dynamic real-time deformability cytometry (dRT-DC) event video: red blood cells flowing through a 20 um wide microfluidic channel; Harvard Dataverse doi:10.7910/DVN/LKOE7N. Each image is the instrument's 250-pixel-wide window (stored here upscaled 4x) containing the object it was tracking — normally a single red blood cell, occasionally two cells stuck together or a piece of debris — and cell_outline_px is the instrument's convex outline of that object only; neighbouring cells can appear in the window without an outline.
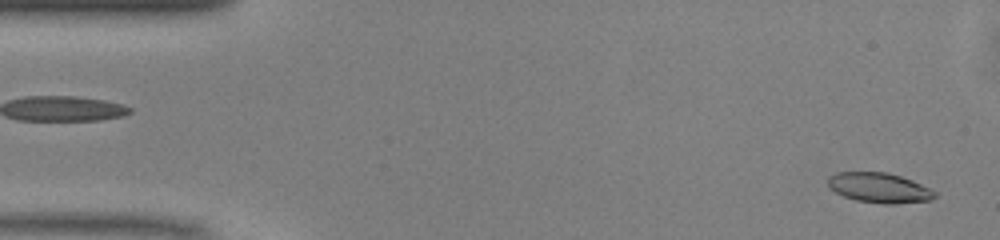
{"species": "common noctule bat (a hibernating species)", "species_latin": "Nyctalus noctula", "temperature_condition": "warm", "stored_images_in_passage": 48, "camera_frame_rate_fps": 3000, "um_per_image_px": 0.085, "animal": {"sex": "male", "body_mass_g": 13.0, "forearm_length_mm": 53.1}, "frame": {"image": 1, "passage_image": 1, "time_ms": 0.0, "image_size_px": [1000, 240], "cell_outline_px": [[936, 196], [932, 200], [896, 204], [884, 204], [856, 200], [844, 196], [828, 188], [828, 176], [836, 172], [888, 172], [912, 180], [936, 192]], "centroid_in_image_um": [74.72, 15.96], "position_along_channel_um": 10.3, "area_um2": 18.73}}
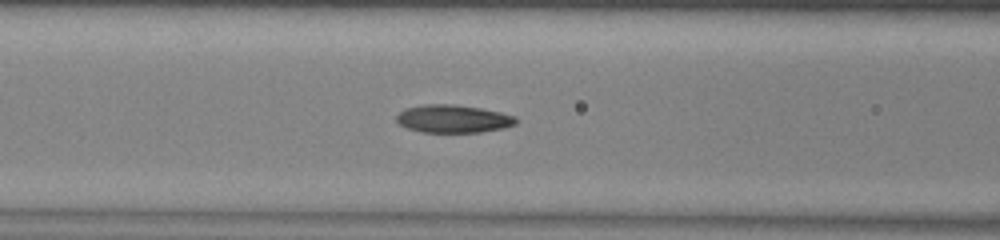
{"frame": {"image": 2, "passage_image": 18, "time_ms": 5.667, "image_size_px": [1000, 240], "cell_outline_px": [[516, 124], [504, 128], [480, 132], [420, 132], [408, 128], [400, 124], [396, 120], [396, 116], [404, 108], [420, 104], [456, 104], [480, 108], [500, 112], [516, 116]], "centroid_in_image_um": [38.5, 10.09], "position_along_channel_um": 128.1, "area_um2": 19.54}}
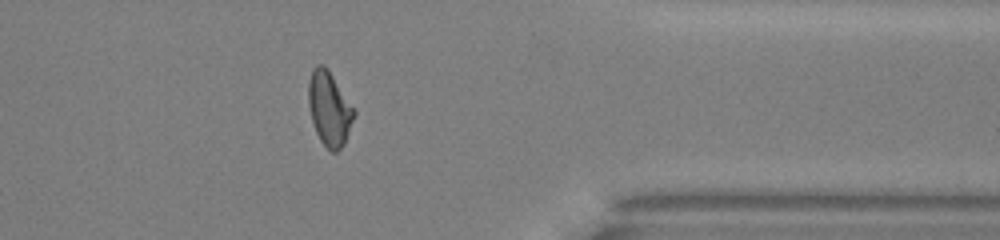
{"frame": {"image": 3, "passage_image": 38, "time_ms": 12.333, "image_size_px": [1000, 240], "cell_outline_px": [[356, 112], [344, 144], [336, 152], [332, 152], [320, 140], [316, 132], [312, 120], [308, 104], [308, 80], [312, 68], [316, 64], [324, 64], [328, 68]], "centroid_in_image_um": [27.97, 9.19], "position_along_channel_um": 383.4, "area_um2": 19.65}, "authors_computed_cell_mechanics": {"area_um2": 19.2763, "velocity_mm_per_s": 4.1202, "shape_relaxation_time_tau1_ms": 7.595, "shape_relaxation_time_tau2_ms": 2.0169, "deformation_change_tau1": 0.1975, "deformation_change_tau2": 0.0843}}